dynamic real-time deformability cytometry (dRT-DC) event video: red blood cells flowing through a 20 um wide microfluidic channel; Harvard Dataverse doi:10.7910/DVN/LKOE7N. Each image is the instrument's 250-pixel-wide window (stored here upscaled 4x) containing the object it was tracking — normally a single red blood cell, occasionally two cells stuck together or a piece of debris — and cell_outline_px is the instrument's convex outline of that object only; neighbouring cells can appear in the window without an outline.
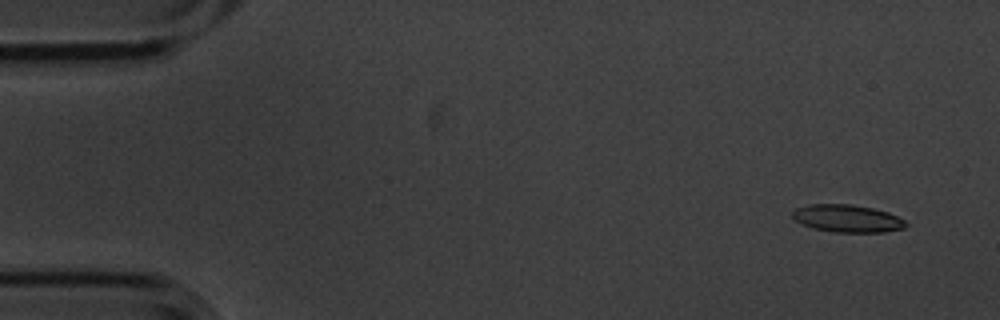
{"species": "common noctule bat (a hibernating species)", "species_latin": "Nyctalus noctula", "temperature_condition": "cold", "stored_images_in_passage": 10, "camera_frame_rate_fps": 3000, "um_per_image_px": 0.085, "animal": {"sex": "male", "body_mass_g": 20.1, "forearm_length_mm": 53.5}, "frame": {"image": 1, "passage_image": 1, "time_ms": 0.0, "image_size_px": [1000, 320], "cell_outline_px": [[908, 224], [904, 228], [884, 232], [832, 232], [812, 228], [796, 220], [792, 216], [792, 212], [796, 208], [808, 204], [852, 204], [872, 208], [888, 212], [904, 220]], "centroid_in_image_um": [72.02, 18.57], "position_along_channel_um": 13.0, "area_um2": 18.15}}
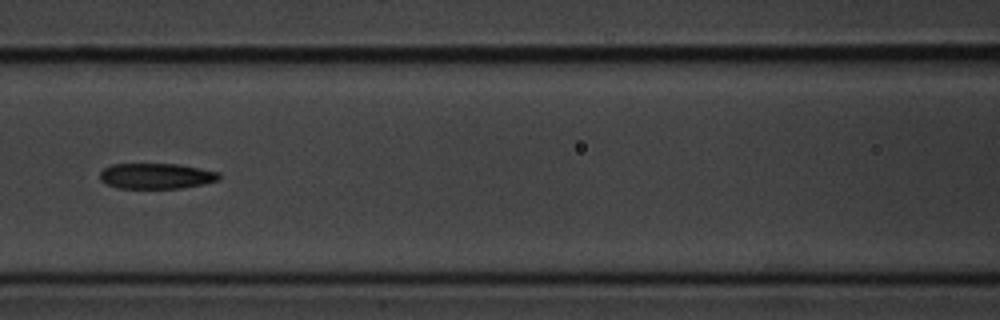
{"frame": {"image": 2, "passage_image": 7, "time_ms": 2.0, "image_size_px": [1000, 320], "cell_outline_px": [[220, 180], [204, 184], [180, 188], [116, 188], [100, 180], [100, 172], [104, 168], [112, 164], [180, 164], [220, 172]], "centroid_in_image_um": [13.31, 14.96], "position_along_channel_um": 153.3, "area_um2": 17.86}}
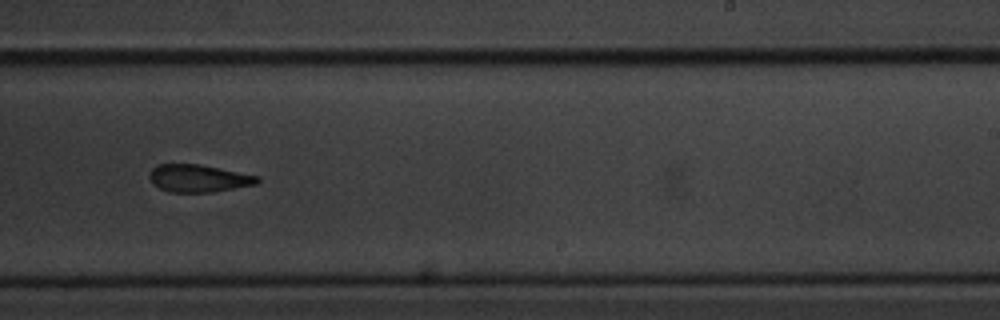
{"frame": {"image": 3, "passage_image": 10, "time_ms": 3.0, "image_size_px": [1000, 320], "cell_outline_px": [[260, 180], [256, 184], [212, 192], [168, 192], [152, 184], [148, 176], [152, 168], [156, 164], [200, 164], [260, 176]], "centroid_in_image_um": [16.85, 15.15], "position_along_channel_um": 272.2, "area_um2": 17.4}}